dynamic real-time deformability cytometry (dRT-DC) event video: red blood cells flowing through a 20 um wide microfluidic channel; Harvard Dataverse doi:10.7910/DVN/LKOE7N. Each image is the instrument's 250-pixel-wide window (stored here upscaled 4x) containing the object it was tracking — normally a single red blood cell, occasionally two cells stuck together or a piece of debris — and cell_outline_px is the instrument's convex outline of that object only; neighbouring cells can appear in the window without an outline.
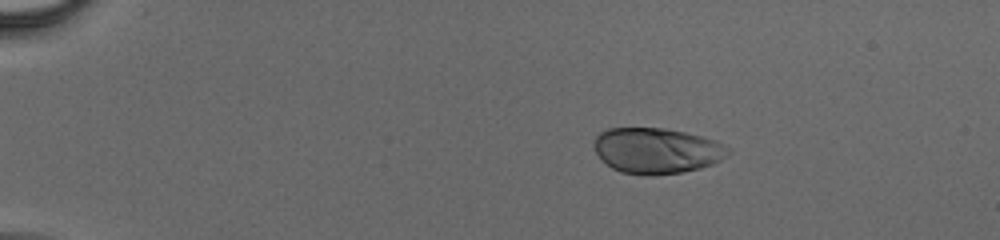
{"species": "human", "species_latin": "Homo sapiens", "temperature_condition": "cold", "stored_images_in_passage": 25, "camera_frame_rate_fps": 3000, "um_per_image_px": 0.085, "donor": {"sex": "male"}, "frame": {"image": 1, "passage_image": 1, "time_ms": 0.0, "image_size_px": [1000, 240], "cell_outline_px": [[732, 152], [720, 160], [712, 164], [700, 168], [680, 172], [652, 176], [648, 176], [620, 172], [612, 168], [596, 152], [596, 136], [600, 132], [608, 128], [664, 128], [704, 136], [716, 140], [732, 148]], "centroid_in_image_um": [55.88, 12.8], "position_along_channel_um": 29.1, "area_um2": 35.72}}
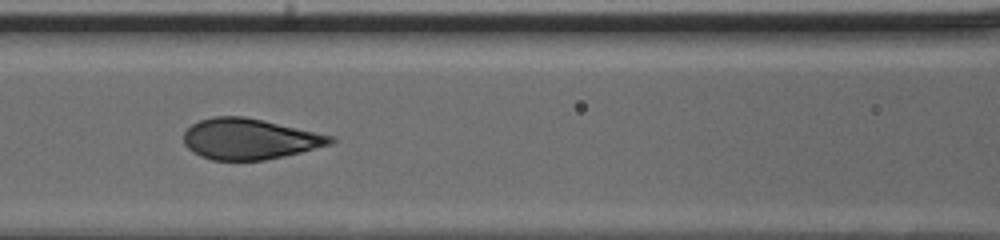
{"frame": {"image": 2, "passage_image": 15, "time_ms": 4.667, "image_size_px": [1000, 240], "cell_outline_px": [[336, 140], [332, 144], [284, 156], [264, 160], [212, 160], [200, 156], [192, 152], [184, 144], [184, 132], [192, 124], [200, 120], [212, 116], [244, 116], [336, 136]], "centroid_in_image_um": [21.22, 11.81], "position_along_channel_um": 145.4, "area_um2": 34.97}}
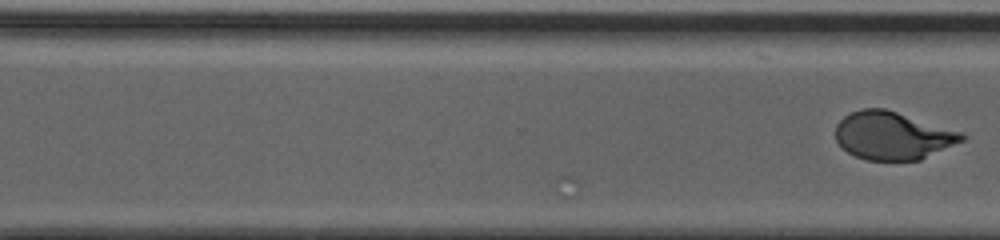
{"frame": {"image": 3, "passage_image": 25, "time_ms": 8.0, "image_size_px": [1000, 240], "cell_outline_px": [[968, 136], [964, 140], [920, 160], [868, 160], [856, 156], [848, 152], [836, 140], [836, 124], [844, 116], [852, 112], [864, 108], [884, 108], [964, 132]], "centroid_in_image_um": [75.91, 11.52], "position_along_channel_um": 294.7, "area_um2": 35.14}}